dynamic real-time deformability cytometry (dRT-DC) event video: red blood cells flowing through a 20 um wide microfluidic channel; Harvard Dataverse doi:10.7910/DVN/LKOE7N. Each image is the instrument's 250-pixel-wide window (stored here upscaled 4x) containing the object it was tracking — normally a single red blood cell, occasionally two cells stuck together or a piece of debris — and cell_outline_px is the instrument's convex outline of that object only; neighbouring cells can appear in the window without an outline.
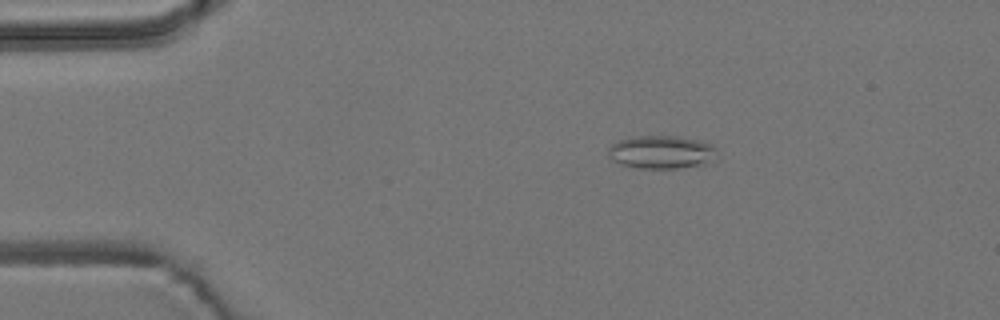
{"species": "common noctule bat (a hibernating species)", "species_latin": "Nyctalus noctula", "temperature_condition": "room temperature", "stored_images_in_passage": 52, "camera_frame_rate_fps": 3000, "um_per_image_px": 0.085, "animal": {"sex": "male", "body_mass_g": 19.2, "forearm_length_mm": 51.8}, "frame": {"image": 1, "passage_image": 7, "time_ms": 2.0, "image_size_px": [1000, 320], "cell_outline_px": [[716, 160], [704, 164], [676, 168], [636, 168], [620, 164], [612, 160], [608, 156], [608, 148], [616, 140], [632, 136], [676, 136], [704, 140], [712, 144], [716, 148]], "centroid_in_image_um": [56.23, 12.91], "position_along_channel_um": 28.8, "area_um2": 21.44}}
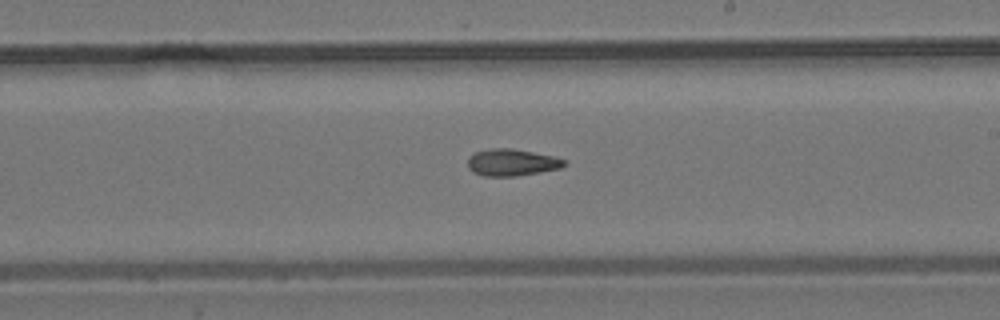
{"frame": {"image": 2, "passage_image": 29, "time_ms": 9.333, "image_size_px": [1000, 320], "cell_outline_px": [[568, 164], [560, 168], [540, 172], [516, 176], [484, 176], [472, 172], [468, 168], [468, 160], [476, 152], [492, 148], [512, 148], [552, 156], [568, 160]], "centroid_in_image_um": [43.54, 13.81], "position_along_channel_um": 245.5, "area_um2": 15.09}}
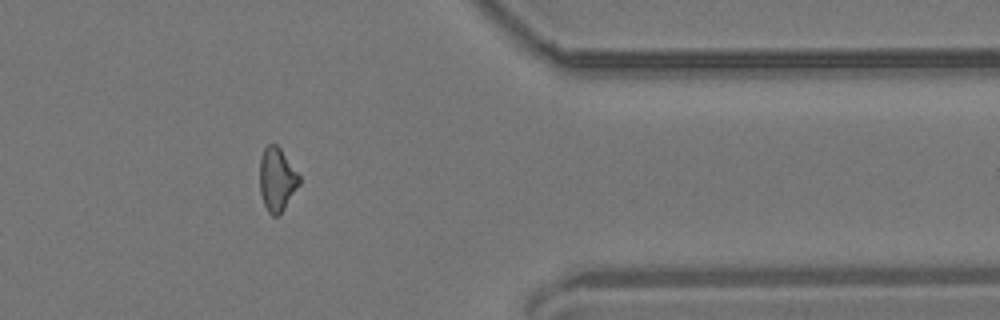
{"frame": {"image": 3, "passage_image": 42, "time_ms": 13.667, "image_size_px": [1000, 320], "cell_outline_px": [[300, 184], [284, 208], [276, 216], [272, 216], [268, 212], [264, 204], [260, 192], [260, 156], [264, 148], [268, 144], [276, 144], [280, 148], [300, 176]], "centroid_in_image_um": [23.53, 15.23], "position_along_channel_um": 387.9, "area_um2": 14.51}, "authors_computed_cell_mechanics": {"area_um2": 15.028, "velocity_mm_per_s": 3.721, "shape_relaxation_time_tau1_ms": null, "shape_relaxation_time_tau2_ms": 7.2002, "deformation_change_tau1": null, "deformation_change_tau2": 0.1648}}